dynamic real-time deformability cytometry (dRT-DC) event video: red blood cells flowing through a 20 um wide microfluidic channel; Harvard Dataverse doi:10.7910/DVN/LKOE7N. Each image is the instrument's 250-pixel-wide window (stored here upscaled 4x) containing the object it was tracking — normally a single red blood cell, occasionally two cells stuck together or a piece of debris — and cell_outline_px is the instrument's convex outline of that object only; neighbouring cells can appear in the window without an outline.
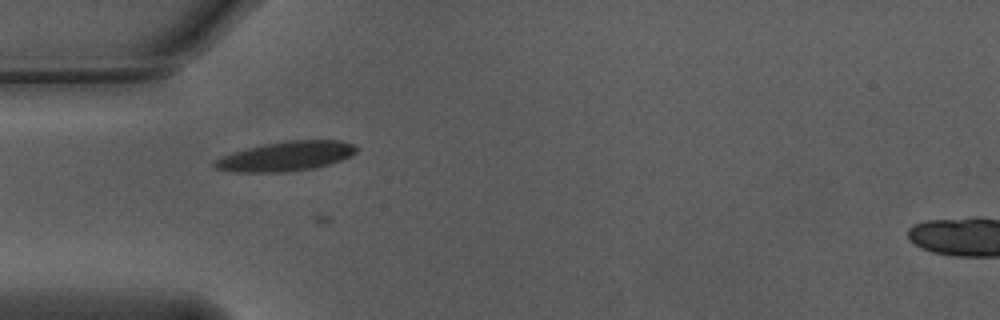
{"species": "Egyptian fruit bat (a non-hibernating species)", "species_latin": "Rousettus aegyptiacus", "temperature_condition": "warm", "stored_images_in_passage": 14, "camera_frame_rate_fps": 3000, "um_per_image_px": 0.085, "animal": {"sex": "male"}, "frame": {"image": 1, "passage_image": 11, "time_ms": 3.333, "image_size_px": [1000, 320], "cell_outline_px": [[360, 148], [352, 156], [316, 168], [284, 172], [236, 172], [216, 168], [212, 164], [216, 160], [232, 152], [264, 144], [288, 140], [340, 140], [356, 144]], "centroid_in_image_um": [24.38, 13.27], "position_along_channel_um": 60.6, "area_um2": 24.45}}
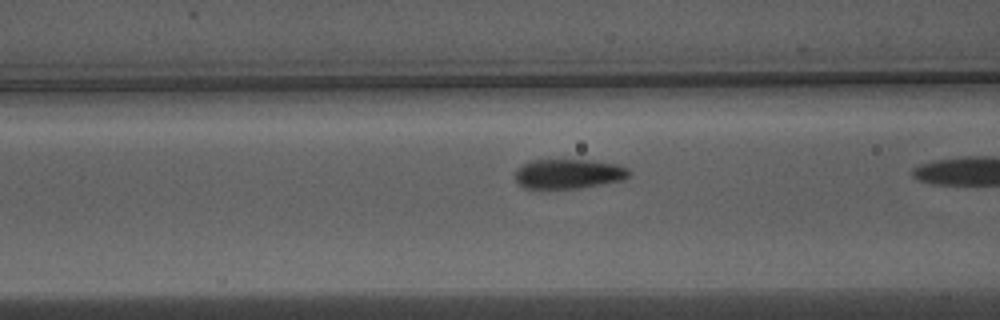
{"frame": {"image": 2, "passage_image": 13, "time_ms": 4.0, "image_size_px": [1000, 320], "cell_outline_px": [[632, 172], [624, 180], [580, 188], [524, 188], [516, 180], [516, 168], [520, 164], [532, 160], [588, 160], [616, 164], [628, 168]], "centroid_in_image_um": [48.33, 14.77], "position_along_channel_um": 118.3, "area_um2": 19.71}}